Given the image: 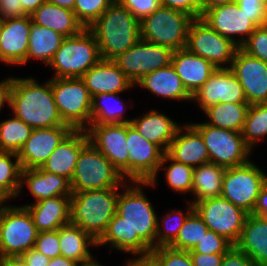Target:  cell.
<instances>
[{
    "label": "cell",
    "mask_w": 267,
    "mask_h": 266,
    "mask_svg": "<svg viewBox=\"0 0 267 266\" xmlns=\"http://www.w3.org/2000/svg\"><path fill=\"white\" fill-rule=\"evenodd\" d=\"M171 64L191 96L217 68L210 61L190 52L187 48L173 51Z\"/></svg>",
    "instance_id": "d4e9b609"
},
{
    "label": "cell",
    "mask_w": 267,
    "mask_h": 266,
    "mask_svg": "<svg viewBox=\"0 0 267 266\" xmlns=\"http://www.w3.org/2000/svg\"><path fill=\"white\" fill-rule=\"evenodd\" d=\"M72 130L70 126L33 129L30 138L17 153L22 170L41 168Z\"/></svg>",
    "instance_id": "ffe728a7"
},
{
    "label": "cell",
    "mask_w": 267,
    "mask_h": 266,
    "mask_svg": "<svg viewBox=\"0 0 267 266\" xmlns=\"http://www.w3.org/2000/svg\"><path fill=\"white\" fill-rule=\"evenodd\" d=\"M221 266H257L245 253L233 246L224 254Z\"/></svg>",
    "instance_id": "f5cc1de1"
},
{
    "label": "cell",
    "mask_w": 267,
    "mask_h": 266,
    "mask_svg": "<svg viewBox=\"0 0 267 266\" xmlns=\"http://www.w3.org/2000/svg\"><path fill=\"white\" fill-rule=\"evenodd\" d=\"M99 45L93 33L84 28L78 35L65 37L49 66L52 78H81L101 60Z\"/></svg>",
    "instance_id": "5b68a950"
},
{
    "label": "cell",
    "mask_w": 267,
    "mask_h": 266,
    "mask_svg": "<svg viewBox=\"0 0 267 266\" xmlns=\"http://www.w3.org/2000/svg\"><path fill=\"white\" fill-rule=\"evenodd\" d=\"M121 4L139 21L162 6L160 0H123Z\"/></svg>",
    "instance_id": "681fc988"
},
{
    "label": "cell",
    "mask_w": 267,
    "mask_h": 266,
    "mask_svg": "<svg viewBox=\"0 0 267 266\" xmlns=\"http://www.w3.org/2000/svg\"><path fill=\"white\" fill-rule=\"evenodd\" d=\"M162 6L178 10L193 19L202 18L199 0H160Z\"/></svg>",
    "instance_id": "f907efd6"
},
{
    "label": "cell",
    "mask_w": 267,
    "mask_h": 266,
    "mask_svg": "<svg viewBox=\"0 0 267 266\" xmlns=\"http://www.w3.org/2000/svg\"><path fill=\"white\" fill-rule=\"evenodd\" d=\"M225 169L214 163L194 167L191 192L196 197L192 203L208 198L220 197Z\"/></svg>",
    "instance_id": "d6a6232c"
},
{
    "label": "cell",
    "mask_w": 267,
    "mask_h": 266,
    "mask_svg": "<svg viewBox=\"0 0 267 266\" xmlns=\"http://www.w3.org/2000/svg\"><path fill=\"white\" fill-rule=\"evenodd\" d=\"M89 142L86 130H72L41 167L71 181L82 148Z\"/></svg>",
    "instance_id": "7402d4cb"
},
{
    "label": "cell",
    "mask_w": 267,
    "mask_h": 266,
    "mask_svg": "<svg viewBox=\"0 0 267 266\" xmlns=\"http://www.w3.org/2000/svg\"><path fill=\"white\" fill-rule=\"evenodd\" d=\"M230 69L241 84L249 105L267 103V62L238 48Z\"/></svg>",
    "instance_id": "e0dca14e"
},
{
    "label": "cell",
    "mask_w": 267,
    "mask_h": 266,
    "mask_svg": "<svg viewBox=\"0 0 267 266\" xmlns=\"http://www.w3.org/2000/svg\"><path fill=\"white\" fill-rule=\"evenodd\" d=\"M38 232L55 231L70 223L71 196H57L24 205Z\"/></svg>",
    "instance_id": "4316f807"
},
{
    "label": "cell",
    "mask_w": 267,
    "mask_h": 266,
    "mask_svg": "<svg viewBox=\"0 0 267 266\" xmlns=\"http://www.w3.org/2000/svg\"><path fill=\"white\" fill-rule=\"evenodd\" d=\"M33 128L16 116L0 122V151L18 153Z\"/></svg>",
    "instance_id": "8d00e7d4"
},
{
    "label": "cell",
    "mask_w": 267,
    "mask_h": 266,
    "mask_svg": "<svg viewBox=\"0 0 267 266\" xmlns=\"http://www.w3.org/2000/svg\"><path fill=\"white\" fill-rule=\"evenodd\" d=\"M193 18L184 12L161 6L140 21V38L170 48H186L188 28Z\"/></svg>",
    "instance_id": "52a82bcc"
},
{
    "label": "cell",
    "mask_w": 267,
    "mask_h": 266,
    "mask_svg": "<svg viewBox=\"0 0 267 266\" xmlns=\"http://www.w3.org/2000/svg\"><path fill=\"white\" fill-rule=\"evenodd\" d=\"M34 249L44 254L49 259L60 256L58 229L55 231L39 232L34 244Z\"/></svg>",
    "instance_id": "7dc6e473"
},
{
    "label": "cell",
    "mask_w": 267,
    "mask_h": 266,
    "mask_svg": "<svg viewBox=\"0 0 267 266\" xmlns=\"http://www.w3.org/2000/svg\"><path fill=\"white\" fill-rule=\"evenodd\" d=\"M186 48L217 68H230L239 47L217 33L202 18H197L189 25Z\"/></svg>",
    "instance_id": "7c38bea8"
},
{
    "label": "cell",
    "mask_w": 267,
    "mask_h": 266,
    "mask_svg": "<svg viewBox=\"0 0 267 266\" xmlns=\"http://www.w3.org/2000/svg\"><path fill=\"white\" fill-rule=\"evenodd\" d=\"M266 183L267 174L252 161L226 168L221 197L251 214L257 197Z\"/></svg>",
    "instance_id": "8fae6325"
},
{
    "label": "cell",
    "mask_w": 267,
    "mask_h": 266,
    "mask_svg": "<svg viewBox=\"0 0 267 266\" xmlns=\"http://www.w3.org/2000/svg\"><path fill=\"white\" fill-rule=\"evenodd\" d=\"M169 162L168 167L164 165ZM163 168L166 169L165 179L170 188L184 194L191 192L194 167L175 161L165 152L158 172Z\"/></svg>",
    "instance_id": "ab89813d"
},
{
    "label": "cell",
    "mask_w": 267,
    "mask_h": 266,
    "mask_svg": "<svg viewBox=\"0 0 267 266\" xmlns=\"http://www.w3.org/2000/svg\"><path fill=\"white\" fill-rule=\"evenodd\" d=\"M247 102L240 103H218L203 110L209 119L206 124L225 130L242 132L247 111Z\"/></svg>",
    "instance_id": "836d02e7"
},
{
    "label": "cell",
    "mask_w": 267,
    "mask_h": 266,
    "mask_svg": "<svg viewBox=\"0 0 267 266\" xmlns=\"http://www.w3.org/2000/svg\"><path fill=\"white\" fill-rule=\"evenodd\" d=\"M61 255L79 264L93 259L89 247L97 246V241L79 226L71 223L58 229Z\"/></svg>",
    "instance_id": "1f68e13d"
},
{
    "label": "cell",
    "mask_w": 267,
    "mask_h": 266,
    "mask_svg": "<svg viewBox=\"0 0 267 266\" xmlns=\"http://www.w3.org/2000/svg\"><path fill=\"white\" fill-rule=\"evenodd\" d=\"M91 97L100 93H121L135 86L113 60L101 59L82 77Z\"/></svg>",
    "instance_id": "603a6c76"
},
{
    "label": "cell",
    "mask_w": 267,
    "mask_h": 266,
    "mask_svg": "<svg viewBox=\"0 0 267 266\" xmlns=\"http://www.w3.org/2000/svg\"><path fill=\"white\" fill-rule=\"evenodd\" d=\"M124 178L113 164L90 142L81 150L70 181L72 192L123 187Z\"/></svg>",
    "instance_id": "8992f818"
},
{
    "label": "cell",
    "mask_w": 267,
    "mask_h": 266,
    "mask_svg": "<svg viewBox=\"0 0 267 266\" xmlns=\"http://www.w3.org/2000/svg\"><path fill=\"white\" fill-rule=\"evenodd\" d=\"M76 0H47L48 3L58 5L70 10L74 9V4Z\"/></svg>",
    "instance_id": "e7e4bbea"
},
{
    "label": "cell",
    "mask_w": 267,
    "mask_h": 266,
    "mask_svg": "<svg viewBox=\"0 0 267 266\" xmlns=\"http://www.w3.org/2000/svg\"><path fill=\"white\" fill-rule=\"evenodd\" d=\"M208 230L209 228L202 218L193 210L184 221L176 239L169 247L177 250L190 251L205 236Z\"/></svg>",
    "instance_id": "60d3db41"
},
{
    "label": "cell",
    "mask_w": 267,
    "mask_h": 266,
    "mask_svg": "<svg viewBox=\"0 0 267 266\" xmlns=\"http://www.w3.org/2000/svg\"><path fill=\"white\" fill-rule=\"evenodd\" d=\"M241 133L245 143L251 149L255 143L267 136V103L249 106Z\"/></svg>",
    "instance_id": "f35d334b"
},
{
    "label": "cell",
    "mask_w": 267,
    "mask_h": 266,
    "mask_svg": "<svg viewBox=\"0 0 267 266\" xmlns=\"http://www.w3.org/2000/svg\"><path fill=\"white\" fill-rule=\"evenodd\" d=\"M118 94L104 92L92 97L91 124L131 123L133 119L123 117L125 103Z\"/></svg>",
    "instance_id": "d590c367"
},
{
    "label": "cell",
    "mask_w": 267,
    "mask_h": 266,
    "mask_svg": "<svg viewBox=\"0 0 267 266\" xmlns=\"http://www.w3.org/2000/svg\"><path fill=\"white\" fill-rule=\"evenodd\" d=\"M32 22L30 15L3 21L0 31V62L6 65L27 64Z\"/></svg>",
    "instance_id": "44dd1931"
},
{
    "label": "cell",
    "mask_w": 267,
    "mask_h": 266,
    "mask_svg": "<svg viewBox=\"0 0 267 266\" xmlns=\"http://www.w3.org/2000/svg\"><path fill=\"white\" fill-rule=\"evenodd\" d=\"M2 25H3V19L0 17V31H1Z\"/></svg>",
    "instance_id": "89a4df30"
},
{
    "label": "cell",
    "mask_w": 267,
    "mask_h": 266,
    "mask_svg": "<svg viewBox=\"0 0 267 266\" xmlns=\"http://www.w3.org/2000/svg\"><path fill=\"white\" fill-rule=\"evenodd\" d=\"M23 10L27 15H31L40 5L47 0H20Z\"/></svg>",
    "instance_id": "94428289"
},
{
    "label": "cell",
    "mask_w": 267,
    "mask_h": 266,
    "mask_svg": "<svg viewBox=\"0 0 267 266\" xmlns=\"http://www.w3.org/2000/svg\"><path fill=\"white\" fill-rule=\"evenodd\" d=\"M48 266H79V263L60 255L50 259Z\"/></svg>",
    "instance_id": "be15d7a7"
},
{
    "label": "cell",
    "mask_w": 267,
    "mask_h": 266,
    "mask_svg": "<svg viewBox=\"0 0 267 266\" xmlns=\"http://www.w3.org/2000/svg\"><path fill=\"white\" fill-rule=\"evenodd\" d=\"M13 115L33 129L69 126L63 122L52 93L51 81L39 84L31 78H13L9 95Z\"/></svg>",
    "instance_id": "7a4b0ae2"
},
{
    "label": "cell",
    "mask_w": 267,
    "mask_h": 266,
    "mask_svg": "<svg viewBox=\"0 0 267 266\" xmlns=\"http://www.w3.org/2000/svg\"><path fill=\"white\" fill-rule=\"evenodd\" d=\"M64 38L61 34L32 22L27 62L37 59L49 65Z\"/></svg>",
    "instance_id": "e575fe53"
},
{
    "label": "cell",
    "mask_w": 267,
    "mask_h": 266,
    "mask_svg": "<svg viewBox=\"0 0 267 266\" xmlns=\"http://www.w3.org/2000/svg\"><path fill=\"white\" fill-rule=\"evenodd\" d=\"M193 266H221L224 254L190 253Z\"/></svg>",
    "instance_id": "db71d44e"
},
{
    "label": "cell",
    "mask_w": 267,
    "mask_h": 266,
    "mask_svg": "<svg viewBox=\"0 0 267 266\" xmlns=\"http://www.w3.org/2000/svg\"><path fill=\"white\" fill-rule=\"evenodd\" d=\"M131 124L144 139L158 145L164 152H167L171 141L181 127L157 110H151L138 119L134 118Z\"/></svg>",
    "instance_id": "f1b7e54d"
},
{
    "label": "cell",
    "mask_w": 267,
    "mask_h": 266,
    "mask_svg": "<svg viewBox=\"0 0 267 266\" xmlns=\"http://www.w3.org/2000/svg\"><path fill=\"white\" fill-rule=\"evenodd\" d=\"M126 183L117 198L116 214L97 240V247L109 244L137 256L149 254L155 248L157 214L142 191L145 182Z\"/></svg>",
    "instance_id": "6da1fadb"
},
{
    "label": "cell",
    "mask_w": 267,
    "mask_h": 266,
    "mask_svg": "<svg viewBox=\"0 0 267 266\" xmlns=\"http://www.w3.org/2000/svg\"><path fill=\"white\" fill-rule=\"evenodd\" d=\"M30 16L33 23L47 27L64 37L78 35L84 29L73 10L48 2L40 5Z\"/></svg>",
    "instance_id": "f546056e"
},
{
    "label": "cell",
    "mask_w": 267,
    "mask_h": 266,
    "mask_svg": "<svg viewBox=\"0 0 267 266\" xmlns=\"http://www.w3.org/2000/svg\"><path fill=\"white\" fill-rule=\"evenodd\" d=\"M186 210H187L186 214H184V212L180 210L178 211L175 210L172 211L171 213H167V215L163 217L161 225L159 219H157L155 248L162 246H169L176 239V236L178 235L180 228L183 226L184 221L189 216V214L194 210V204L190 202L188 209ZM161 226L163 227V229H161Z\"/></svg>",
    "instance_id": "b9f144b4"
},
{
    "label": "cell",
    "mask_w": 267,
    "mask_h": 266,
    "mask_svg": "<svg viewBox=\"0 0 267 266\" xmlns=\"http://www.w3.org/2000/svg\"><path fill=\"white\" fill-rule=\"evenodd\" d=\"M50 81L63 122L73 130H86L91 124L92 97L84 81L81 78H52Z\"/></svg>",
    "instance_id": "ba28073f"
},
{
    "label": "cell",
    "mask_w": 267,
    "mask_h": 266,
    "mask_svg": "<svg viewBox=\"0 0 267 266\" xmlns=\"http://www.w3.org/2000/svg\"><path fill=\"white\" fill-rule=\"evenodd\" d=\"M172 54L173 51L168 47L140 39L113 61L135 85L145 75L169 66Z\"/></svg>",
    "instance_id": "5bb4252c"
},
{
    "label": "cell",
    "mask_w": 267,
    "mask_h": 266,
    "mask_svg": "<svg viewBox=\"0 0 267 266\" xmlns=\"http://www.w3.org/2000/svg\"><path fill=\"white\" fill-rule=\"evenodd\" d=\"M0 266H28L21 256L0 258Z\"/></svg>",
    "instance_id": "6125c7cd"
},
{
    "label": "cell",
    "mask_w": 267,
    "mask_h": 266,
    "mask_svg": "<svg viewBox=\"0 0 267 266\" xmlns=\"http://www.w3.org/2000/svg\"><path fill=\"white\" fill-rule=\"evenodd\" d=\"M202 19L217 33L235 43L239 48L257 27L236 2L207 10L202 15ZM237 35L241 38L236 39L234 36Z\"/></svg>",
    "instance_id": "d6986e66"
},
{
    "label": "cell",
    "mask_w": 267,
    "mask_h": 266,
    "mask_svg": "<svg viewBox=\"0 0 267 266\" xmlns=\"http://www.w3.org/2000/svg\"><path fill=\"white\" fill-rule=\"evenodd\" d=\"M240 48L250 56L267 62V25L257 26Z\"/></svg>",
    "instance_id": "f6af8a7d"
},
{
    "label": "cell",
    "mask_w": 267,
    "mask_h": 266,
    "mask_svg": "<svg viewBox=\"0 0 267 266\" xmlns=\"http://www.w3.org/2000/svg\"><path fill=\"white\" fill-rule=\"evenodd\" d=\"M234 245L225 237L208 230L189 253L225 254Z\"/></svg>",
    "instance_id": "ee69618b"
},
{
    "label": "cell",
    "mask_w": 267,
    "mask_h": 266,
    "mask_svg": "<svg viewBox=\"0 0 267 266\" xmlns=\"http://www.w3.org/2000/svg\"><path fill=\"white\" fill-rule=\"evenodd\" d=\"M125 266H161L160 262L151 254L138 255L137 258L128 260Z\"/></svg>",
    "instance_id": "6f0895ef"
},
{
    "label": "cell",
    "mask_w": 267,
    "mask_h": 266,
    "mask_svg": "<svg viewBox=\"0 0 267 266\" xmlns=\"http://www.w3.org/2000/svg\"><path fill=\"white\" fill-rule=\"evenodd\" d=\"M88 29L104 60H113L141 39L140 21L121 3H112Z\"/></svg>",
    "instance_id": "3957f363"
},
{
    "label": "cell",
    "mask_w": 267,
    "mask_h": 266,
    "mask_svg": "<svg viewBox=\"0 0 267 266\" xmlns=\"http://www.w3.org/2000/svg\"><path fill=\"white\" fill-rule=\"evenodd\" d=\"M111 4V0H76L73 11L84 28H89Z\"/></svg>",
    "instance_id": "7bdbcfd3"
},
{
    "label": "cell",
    "mask_w": 267,
    "mask_h": 266,
    "mask_svg": "<svg viewBox=\"0 0 267 266\" xmlns=\"http://www.w3.org/2000/svg\"><path fill=\"white\" fill-rule=\"evenodd\" d=\"M12 78H8L5 80H2L0 82V110L4 106V104L9 105V95H10V89L12 86Z\"/></svg>",
    "instance_id": "680465c9"
},
{
    "label": "cell",
    "mask_w": 267,
    "mask_h": 266,
    "mask_svg": "<svg viewBox=\"0 0 267 266\" xmlns=\"http://www.w3.org/2000/svg\"><path fill=\"white\" fill-rule=\"evenodd\" d=\"M126 143L129 152V181L155 186L165 152L158 145L144 139L131 123H127Z\"/></svg>",
    "instance_id": "9a60e30c"
},
{
    "label": "cell",
    "mask_w": 267,
    "mask_h": 266,
    "mask_svg": "<svg viewBox=\"0 0 267 266\" xmlns=\"http://www.w3.org/2000/svg\"><path fill=\"white\" fill-rule=\"evenodd\" d=\"M92 143L129 181V152L127 147V123L90 124L86 129Z\"/></svg>",
    "instance_id": "2e32d148"
},
{
    "label": "cell",
    "mask_w": 267,
    "mask_h": 266,
    "mask_svg": "<svg viewBox=\"0 0 267 266\" xmlns=\"http://www.w3.org/2000/svg\"><path fill=\"white\" fill-rule=\"evenodd\" d=\"M21 257L28 266H48L50 259L36 249L32 248L25 252Z\"/></svg>",
    "instance_id": "11a10c76"
},
{
    "label": "cell",
    "mask_w": 267,
    "mask_h": 266,
    "mask_svg": "<svg viewBox=\"0 0 267 266\" xmlns=\"http://www.w3.org/2000/svg\"><path fill=\"white\" fill-rule=\"evenodd\" d=\"M79 266H102L98 261L92 260L89 263L86 264H79Z\"/></svg>",
    "instance_id": "003e7915"
},
{
    "label": "cell",
    "mask_w": 267,
    "mask_h": 266,
    "mask_svg": "<svg viewBox=\"0 0 267 266\" xmlns=\"http://www.w3.org/2000/svg\"><path fill=\"white\" fill-rule=\"evenodd\" d=\"M150 253L160 262L161 266H193L189 251L162 246L152 249Z\"/></svg>",
    "instance_id": "bcb514c9"
},
{
    "label": "cell",
    "mask_w": 267,
    "mask_h": 266,
    "mask_svg": "<svg viewBox=\"0 0 267 266\" xmlns=\"http://www.w3.org/2000/svg\"><path fill=\"white\" fill-rule=\"evenodd\" d=\"M234 246L257 266H267V217L248 214Z\"/></svg>",
    "instance_id": "484cf974"
},
{
    "label": "cell",
    "mask_w": 267,
    "mask_h": 266,
    "mask_svg": "<svg viewBox=\"0 0 267 266\" xmlns=\"http://www.w3.org/2000/svg\"><path fill=\"white\" fill-rule=\"evenodd\" d=\"M194 210L209 230L225 237L233 245L239 240L248 215L242 208L221 196L195 202Z\"/></svg>",
    "instance_id": "4fadbf2b"
},
{
    "label": "cell",
    "mask_w": 267,
    "mask_h": 266,
    "mask_svg": "<svg viewBox=\"0 0 267 266\" xmlns=\"http://www.w3.org/2000/svg\"><path fill=\"white\" fill-rule=\"evenodd\" d=\"M203 111L218 103L247 102L243 88L230 68H216L209 79L192 95Z\"/></svg>",
    "instance_id": "ac0fdd59"
},
{
    "label": "cell",
    "mask_w": 267,
    "mask_h": 266,
    "mask_svg": "<svg viewBox=\"0 0 267 266\" xmlns=\"http://www.w3.org/2000/svg\"><path fill=\"white\" fill-rule=\"evenodd\" d=\"M11 157L15 160L12 161ZM22 167L17 153L0 151V188L10 197L21 193Z\"/></svg>",
    "instance_id": "74e56055"
},
{
    "label": "cell",
    "mask_w": 267,
    "mask_h": 266,
    "mask_svg": "<svg viewBox=\"0 0 267 266\" xmlns=\"http://www.w3.org/2000/svg\"><path fill=\"white\" fill-rule=\"evenodd\" d=\"M119 188L72 192L70 223L79 226L97 241L116 214Z\"/></svg>",
    "instance_id": "277c9868"
},
{
    "label": "cell",
    "mask_w": 267,
    "mask_h": 266,
    "mask_svg": "<svg viewBox=\"0 0 267 266\" xmlns=\"http://www.w3.org/2000/svg\"><path fill=\"white\" fill-rule=\"evenodd\" d=\"M251 214L267 217V183L261 189L260 194L257 197L255 207Z\"/></svg>",
    "instance_id": "9f6ffc18"
},
{
    "label": "cell",
    "mask_w": 267,
    "mask_h": 266,
    "mask_svg": "<svg viewBox=\"0 0 267 266\" xmlns=\"http://www.w3.org/2000/svg\"><path fill=\"white\" fill-rule=\"evenodd\" d=\"M123 0H111L112 3H122Z\"/></svg>",
    "instance_id": "a7ac6f4b"
},
{
    "label": "cell",
    "mask_w": 267,
    "mask_h": 266,
    "mask_svg": "<svg viewBox=\"0 0 267 266\" xmlns=\"http://www.w3.org/2000/svg\"><path fill=\"white\" fill-rule=\"evenodd\" d=\"M199 1L201 6V15H203L207 10L211 8L233 2V0H199Z\"/></svg>",
    "instance_id": "91938a15"
},
{
    "label": "cell",
    "mask_w": 267,
    "mask_h": 266,
    "mask_svg": "<svg viewBox=\"0 0 267 266\" xmlns=\"http://www.w3.org/2000/svg\"><path fill=\"white\" fill-rule=\"evenodd\" d=\"M237 5L256 25H267L266 0H238Z\"/></svg>",
    "instance_id": "c3c4849f"
},
{
    "label": "cell",
    "mask_w": 267,
    "mask_h": 266,
    "mask_svg": "<svg viewBox=\"0 0 267 266\" xmlns=\"http://www.w3.org/2000/svg\"><path fill=\"white\" fill-rule=\"evenodd\" d=\"M28 187L30 194L38 202L57 196H71L70 181L64 176L48 173L41 168L24 169L21 173V188Z\"/></svg>",
    "instance_id": "83f0119b"
},
{
    "label": "cell",
    "mask_w": 267,
    "mask_h": 266,
    "mask_svg": "<svg viewBox=\"0 0 267 266\" xmlns=\"http://www.w3.org/2000/svg\"><path fill=\"white\" fill-rule=\"evenodd\" d=\"M166 153L175 161L192 167L209 163L204 140L191 124H185L178 129Z\"/></svg>",
    "instance_id": "cb8c5ba5"
},
{
    "label": "cell",
    "mask_w": 267,
    "mask_h": 266,
    "mask_svg": "<svg viewBox=\"0 0 267 266\" xmlns=\"http://www.w3.org/2000/svg\"><path fill=\"white\" fill-rule=\"evenodd\" d=\"M27 16L20 0H0V17L5 20Z\"/></svg>",
    "instance_id": "816d5d0a"
},
{
    "label": "cell",
    "mask_w": 267,
    "mask_h": 266,
    "mask_svg": "<svg viewBox=\"0 0 267 266\" xmlns=\"http://www.w3.org/2000/svg\"><path fill=\"white\" fill-rule=\"evenodd\" d=\"M202 136L209 153V162L224 168L243 165L250 161L251 148L242 133L210 126L206 123H190Z\"/></svg>",
    "instance_id": "30bf717a"
},
{
    "label": "cell",
    "mask_w": 267,
    "mask_h": 266,
    "mask_svg": "<svg viewBox=\"0 0 267 266\" xmlns=\"http://www.w3.org/2000/svg\"><path fill=\"white\" fill-rule=\"evenodd\" d=\"M135 84L140 85L156 96L170 100H192V96L184 88L172 64L145 75Z\"/></svg>",
    "instance_id": "4dcf8cb0"
},
{
    "label": "cell",
    "mask_w": 267,
    "mask_h": 266,
    "mask_svg": "<svg viewBox=\"0 0 267 266\" xmlns=\"http://www.w3.org/2000/svg\"><path fill=\"white\" fill-rule=\"evenodd\" d=\"M38 230L25 206H10L0 210V258L21 256L34 248Z\"/></svg>",
    "instance_id": "9c48e42d"
},
{
    "label": "cell",
    "mask_w": 267,
    "mask_h": 266,
    "mask_svg": "<svg viewBox=\"0 0 267 266\" xmlns=\"http://www.w3.org/2000/svg\"><path fill=\"white\" fill-rule=\"evenodd\" d=\"M11 199L1 188H0V210L5 208L4 203L6 200Z\"/></svg>",
    "instance_id": "03108f58"
}]
</instances>
